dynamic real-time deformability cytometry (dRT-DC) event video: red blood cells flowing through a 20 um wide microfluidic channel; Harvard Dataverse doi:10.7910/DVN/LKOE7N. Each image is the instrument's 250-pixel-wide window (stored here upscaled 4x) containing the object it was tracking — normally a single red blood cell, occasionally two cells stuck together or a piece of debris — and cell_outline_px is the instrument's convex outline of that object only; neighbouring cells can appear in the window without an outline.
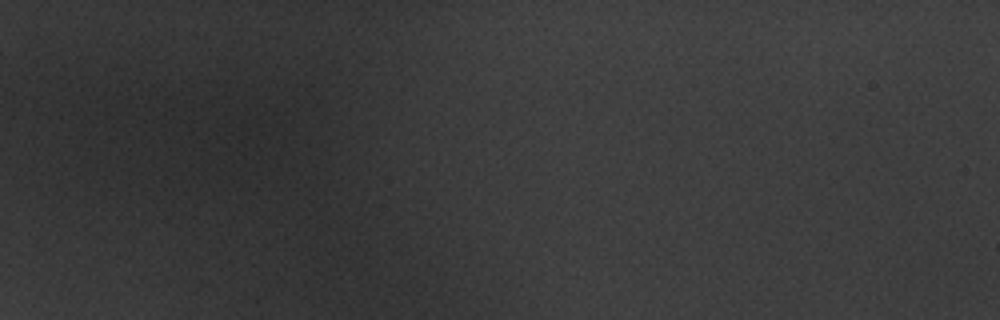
{"species": "common noctule bat (a hibernating species)", "species_latin": "Nyctalus noctula", "temperature_condition": "warm", "stored_images_in_passage": 2, "camera_frame_rate_fps": 3000, "um_per_image_px": 0.085, "animal": {"sex": "male", "body_mass_g": 20.1, "forearm_length_mm": 53.5}, "frame": {"image": 1, "passage_image": 1, "time_ms": 0.0, "image_size_px": [1000, 320], "cell_outline_px": [[324, 164], [288, 176], [240, 156], [232, 152], [224, 136], [240, 120], [276, 108], [284, 108], [292, 112], [320, 144], [324, 152]], "centroid_in_image_um": [23.48, 12.09], "position_along_channel_um": 61.5, "area_um2": 31.79}}